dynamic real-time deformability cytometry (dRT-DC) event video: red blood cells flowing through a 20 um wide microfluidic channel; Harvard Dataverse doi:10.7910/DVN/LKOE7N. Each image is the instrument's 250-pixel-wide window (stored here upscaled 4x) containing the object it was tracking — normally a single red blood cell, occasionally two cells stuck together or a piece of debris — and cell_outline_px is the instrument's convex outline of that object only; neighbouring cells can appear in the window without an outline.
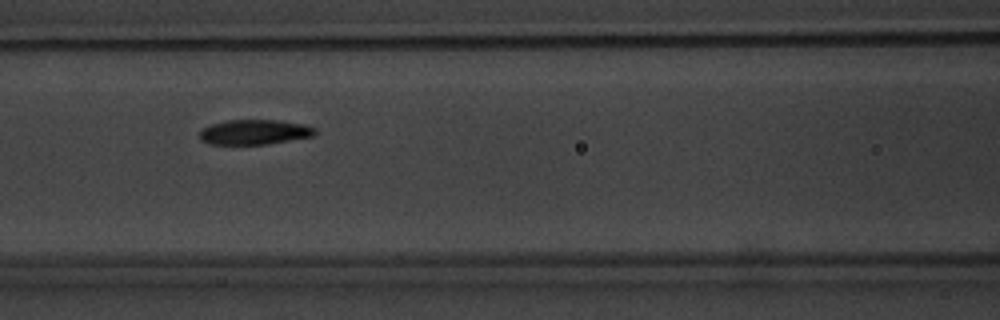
{"species": "common noctule bat (a hibernating species)", "species_latin": "Nyctalus noctula", "temperature_condition": "warm", "stored_images_in_passage": 3, "camera_frame_rate_fps": 3000, "um_per_image_px": 0.085, "animal": {"sex": "male", "body_mass_g": 20.1, "forearm_length_mm": 53.5}, "frame": {"image": 1, "passage_image": 3, "time_ms": 2.0, "image_size_px": [1000, 320], "cell_outline_px": [[316, 136], [268, 144], [208, 144], [200, 140], [200, 132], [204, 128], [212, 124], [228, 120], [280, 120], [304, 124], [316, 128]], "centroid_in_image_um": [21.68, 11.23], "position_along_channel_um": 144.9, "area_um2": 16.88}}